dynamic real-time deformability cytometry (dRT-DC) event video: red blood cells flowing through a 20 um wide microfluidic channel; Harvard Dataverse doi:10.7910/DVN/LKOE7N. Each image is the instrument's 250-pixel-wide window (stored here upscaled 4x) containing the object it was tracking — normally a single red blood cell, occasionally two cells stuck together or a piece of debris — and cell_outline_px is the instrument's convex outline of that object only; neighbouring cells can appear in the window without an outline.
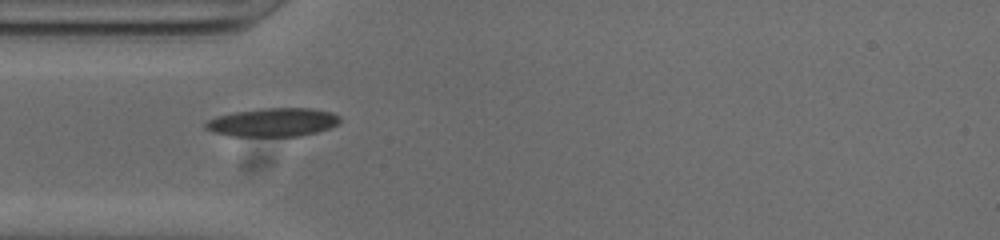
{"species": "common noctule bat (a hibernating species)", "species_latin": "Nyctalus noctula", "temperature_condition": "cold", "stored_images_in_passage": 36, "camera_frame_rate_fps": 3000, "um_per_image_px": 0.085, "animal": {"sex": "male", "body_mass_g": 20.0, "forearm_length_mm": 53.3}, "frame": {"image": 1, "passage_image": 1, "time_ms": 0.0, "image_size_px": [1000, 240], "cell_outline_px": [[340, 120], [336, 124], [328, 128], [316, 132], [300, 136], [232, 136], [216, 132], [204, 128], [204, 124], [208, 120], [216, 116], [236, 112], [260, 108], [312, 108], [332, 112], [340, 116]], "centroid_in_image_um": [23.2, 10.39], "position_along_channel_um": 61.8, "area_um2": 22.2}}
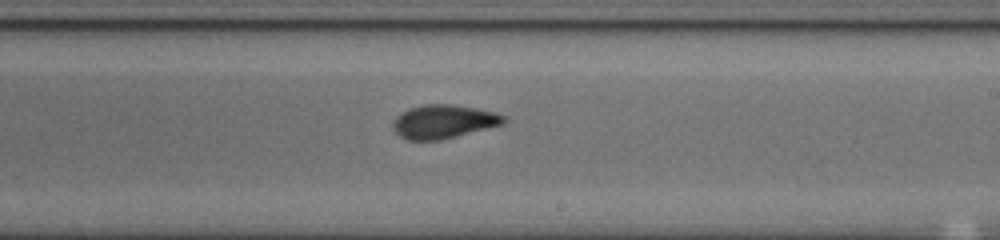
{"frame": {"image": 2, "passage_image": 16, "time_ms": 5.0, "image_size_px": [1000, 240], "cell_outline_px": [[508, 120], [504, 124], [440, 140], [408, 140], [400, 136], [392, 128], [392, 120], [396, 116], [408, 108], [424, 104], [456, 104], [496, 112], [508, 116]], "centroid_in_image_um": [37.72, 10.32], "position_along_channel_um": 251.3, "area_um2": 22.02}}
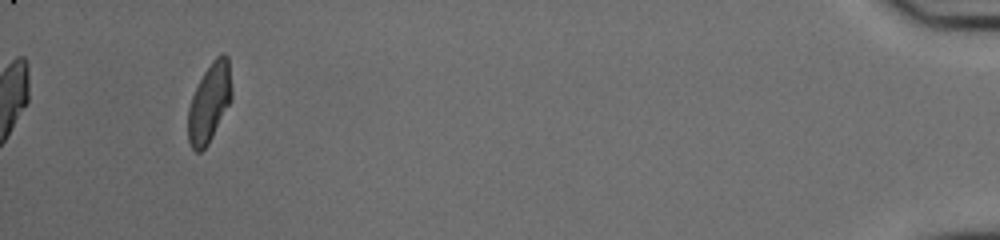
{"frame": {"image": 3, "passage_image": 36, "time_ms": 11.667, "image_size_px": [1000, 240], "cell_outline_px": [[232, 100], [208, 144], [200, 152], [196, 152], [192, 148], [188, 140], [188, 108], [192, 96], [204, 72], [212, 60], [216, 56], [224, 52], [228, 56], [232, 88]], "centroid_in_image_um": [17.81, 8.71], "position_along_channel_um": 417.4, "area_um2": 20.11}, "authors_computed_cell_mechanics": {"area_um2": 21.4438, "velocity_mm_per_s": 3.7854, "shape_relaxation_time_tau1_ms": 5.8951, "shape_relaxation_time_tau2_ms": 2.1005, "deformation_change_tau1": 0.1767, "deformation_change_tau2": 0.0742}}